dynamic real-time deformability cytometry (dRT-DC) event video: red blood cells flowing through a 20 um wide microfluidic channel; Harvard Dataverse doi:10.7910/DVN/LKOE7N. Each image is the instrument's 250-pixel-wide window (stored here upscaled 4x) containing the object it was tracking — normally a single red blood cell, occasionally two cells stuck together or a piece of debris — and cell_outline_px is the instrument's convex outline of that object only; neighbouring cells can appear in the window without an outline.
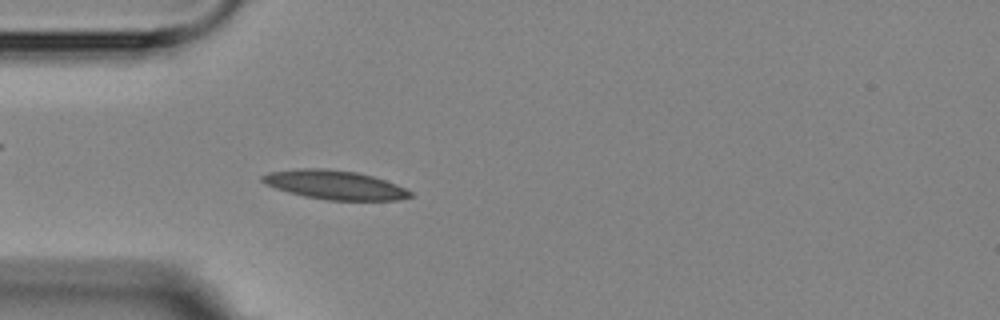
{"species": "Egyptian fruit bat (a non-hibernating species)", "species_latin": "Rousettus aegyptiacus", "temperature_condition": "room temperature", "stored_images_in_passage": 3, "camera_frame_rate_fps": 3000, "um_per_image_px": 0.085, "animal": {"sex": "female"}, "frame": {"image": 1, "passage_image": 3, "time_ms": 3.333, "image_size_px": [1000, 320], "cell_outline_px": [[416, 196], [396, 200], [328, 200], [304, 196], [288, 192], [264, 184], [260, 180], [260, 176], [268, 172], [296, 168], [328, 168], [356, 172], [372, 176], [396, 184], [412, 192]], "centroid_in_image_um": [28.42, 15.7], "position_along_channel_um": 56.6, "area_um2": 25.14}}